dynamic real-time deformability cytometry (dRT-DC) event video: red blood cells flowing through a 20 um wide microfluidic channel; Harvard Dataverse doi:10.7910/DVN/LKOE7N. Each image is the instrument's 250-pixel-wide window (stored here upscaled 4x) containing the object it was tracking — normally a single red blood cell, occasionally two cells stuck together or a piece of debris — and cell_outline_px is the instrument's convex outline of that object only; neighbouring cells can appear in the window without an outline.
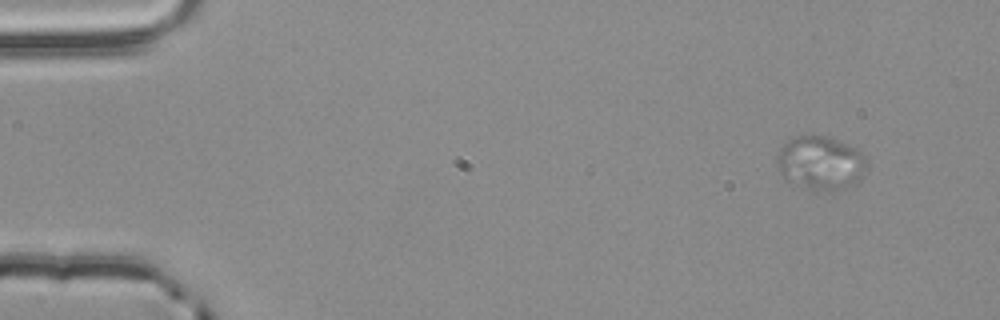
{"species": "common noctule bat (a hibernating species)", "species_latin": "Nyctalus noctula", "temperature_condition": "room temperature", "stored_images_in_passage": 5, "segment_of_instrument_passage": [2, 2], "camera_frame_rate_fps": 3000, "um_per_image_px": 0.085, "animal": {"sex": "male", "body_mass_g": 20.4}, "frame": {"image": 1, "passage_image": 5, "time_ms": 1.333, "image_size_px": [1000, 320], "cell_outline_px": [[868, 164], [860, 180], [856, 184], [840, 188], [812, 188], [788, 180], [780, 172], [776, 160], [776, 152], [792, 136], [824, 136], [848, 144], [856, 148], [868, 160]], "centroid_in_image_um": [69.76, 13.8], "position_along_channel_um": 15.2, "area_um2": 27.46}}